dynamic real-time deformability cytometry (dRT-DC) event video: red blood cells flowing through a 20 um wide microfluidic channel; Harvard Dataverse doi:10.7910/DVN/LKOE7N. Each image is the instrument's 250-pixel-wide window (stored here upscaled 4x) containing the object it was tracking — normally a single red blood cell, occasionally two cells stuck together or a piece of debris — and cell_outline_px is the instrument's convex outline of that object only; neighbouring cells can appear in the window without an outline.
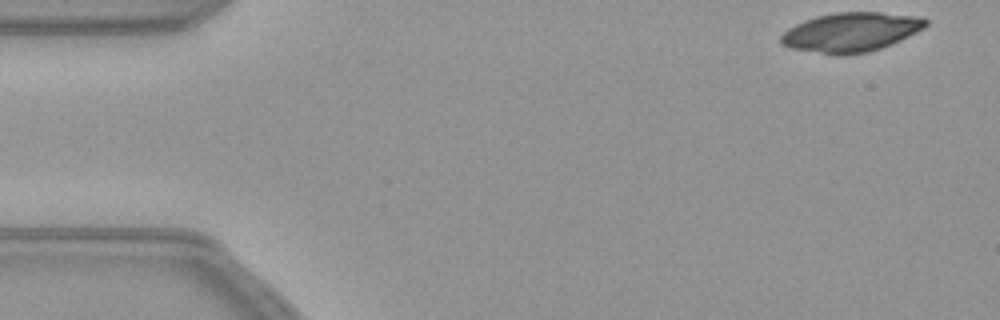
{"species": "common noctule bat (a hibernating species)", "species_latin": "Nyctalus noctula", "temperature_condition": "warm", "stored_images_in_passage": 10, "camera_frame_rate_fps": 3000, "um_per_image_px": 0.085, "animal": {"sex": "female", "body_mass_g": 21.9}, "frame": {"image": 1, "passage_image": 1, "time_ms": 0.0, "image_size_px": [1000, 320], "cell_outline_px": [[928, 24], [924, 28], [892, 44], [868, 52], [844, 56], [836, 56], [788, 48], [780, 44], [780, 36], [788, 28], [804, 20], [816, 16], [836, 12], [880, 12], [920, 16], [928, 20]], "centroid_in_image_um": [72.3, 2.74], "position_along_channel_um": 12.7, "area_um2": 33.58}}